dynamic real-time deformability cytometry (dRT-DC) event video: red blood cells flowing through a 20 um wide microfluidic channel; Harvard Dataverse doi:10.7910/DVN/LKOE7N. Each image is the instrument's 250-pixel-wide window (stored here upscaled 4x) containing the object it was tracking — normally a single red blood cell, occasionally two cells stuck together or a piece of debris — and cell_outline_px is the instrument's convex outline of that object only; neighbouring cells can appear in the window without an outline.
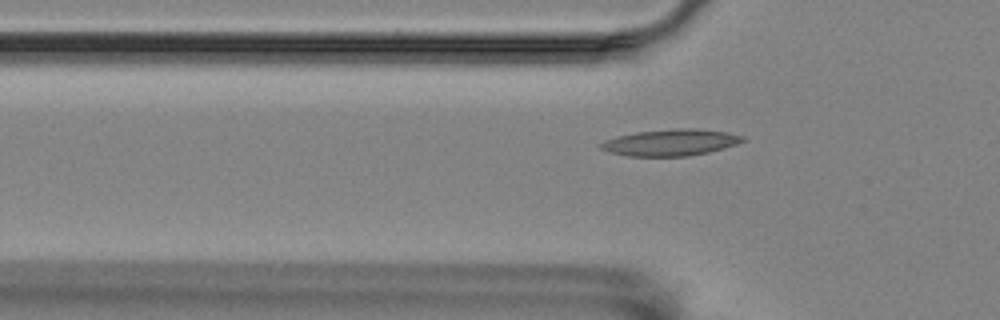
{"species": "Egyptian fruit bat (a non-hibernating species)", "species_latin": "Rousettus aegyptiacus", "temperature_condition": "room temperature", "stored_images_in_passage": 56, "camera_frame_rate_fps": 3000, "um_per_image_px": 0.085, "animal": {"sex": "female"}, "frame": {"image": 1, "passage_image": 18, "time_ms": 5.667, "image_size_px": [1000, 320], "cell_outline_px": [[748, 140], [724, 148], [708, 152], [688, 156], [628, 156], [612, 152], [600, 148], [596, 144], [604, 140], [616, 136], [636, 132], [676, 128], [696, 128], [728, 132], [744, 136]], "centroid_in_image_um": [57.01, 12.1], "position_along_channel_um": 68.8, "area_um2": 22.08}}
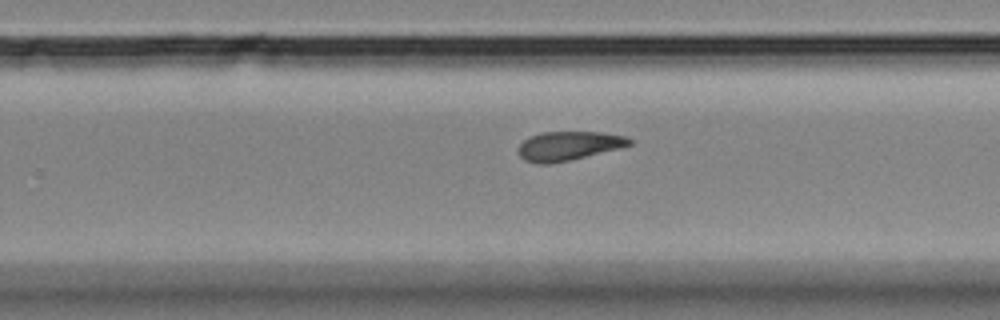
{"frame": {"image": 2, "passage_image": 36, "time_ms": 11.667, "image_size_px": [1000, 320], "cell_outline_px": [[632, 144], [620, 148], [572, 160], [552, 164], [536, 164], [524, 160], [520, 156], [520, 144], [528, 136], [540, 132], [600, 132], [624, 136], [632, 140]], "centroid_in_image_um": [48.31, 12.41], "position_along_channel_um": 281.5, "area_um2": 18.9}}
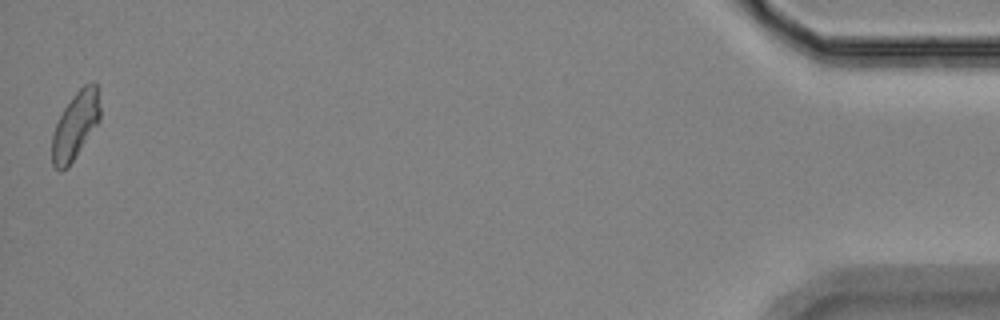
{"frame": {"image": 3, "passage_image": 56, "time_ms": 18.333, "image_size_px": [1000, 320], "cell_outline_px": [[100, 120], [68, 168], [60, 172], [52, 164], [52, 136], [56, 124], [64, 108], [72, 96], [84, 84], [92, 80], [100, 88]], "centroid_in_image_um": [6.43, 10.63], "position_along_channel_um": 428.8, "area_um2": 19.07}, "authors_computed_cell_mechanics": {"area_um2": 19.3052, "velocity_mm_per_s": 3.5334, "shape_relaxation_time_tau1_ms": null, "shape_relaxation_time_tau2_ms": 5.3169, "deformation_change_tau1": null, "deformation_change_tau2": 0.1296}}